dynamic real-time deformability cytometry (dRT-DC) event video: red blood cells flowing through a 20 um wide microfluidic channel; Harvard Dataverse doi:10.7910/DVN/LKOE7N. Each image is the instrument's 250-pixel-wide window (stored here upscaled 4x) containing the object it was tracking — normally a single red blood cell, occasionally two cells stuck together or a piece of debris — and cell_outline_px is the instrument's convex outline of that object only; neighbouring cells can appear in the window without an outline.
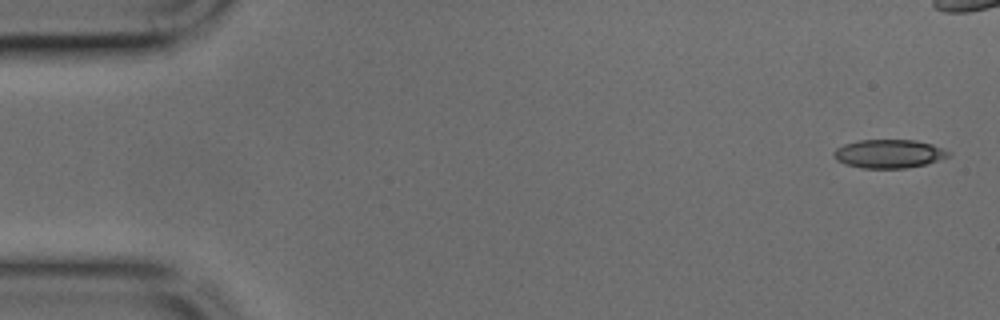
{"species": "common noctule bat (a hibernating species)", "species_latin": "Nyctalus noctula", "temperature_condition": "cold", "stored_images_in_passage": 36, "camera_frame_rate_fps": 3000, "um_per_image_px": 0.085, "animal": {"sex": "male", "body_mass_g": 17.9, "forearm_length_mm": 54.2}, "frame": {"image": 1, "passage_image": 1, "time_ms": 0.0, "image_size_px": [1000, 320], "cell_outline_px": [[952, 152], [948, 156], [924, 164], [904, 168], [864, 168], [848, 164], [836, 160], [832, 156], [832, 152], [836, 148], [844, 144], [860, 140], [916, 140], [932, 144]], "centroid_in_image_um": [75.53, 13.06], "position_along_channel_um": 9.5, "area_um2": 18.9}}
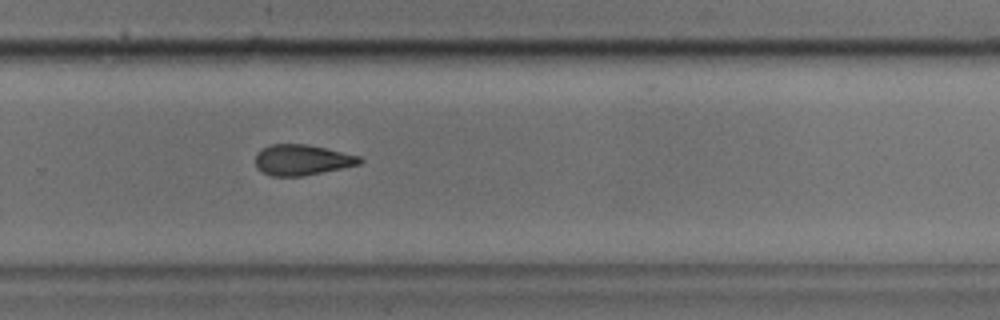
{"frame": {"image": 2, "passage_image": 29, "time_ms": 9.333, "image_size_px": [1000, 320], "cell_outline_px": [[364, 160], [360, 164], [304, 176], [272, 176], [256, 168], [256, 152], [260, 148], [268, 144], [304, 144], [324, 148], [360, 156]], "centroid_in_image_um": [25.64, 13.59], "position_along_channel_um": 304.2, "area_um2": 18.61}}
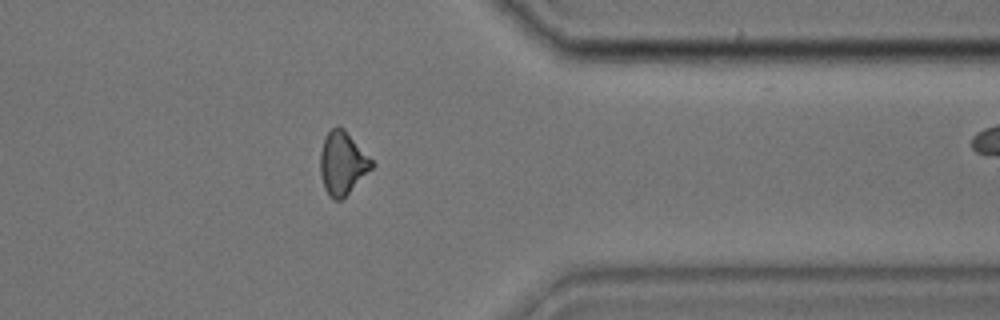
{"frame": {"image": 3, "passage_image": 35, "time_ms": 11.333, "image_size_px": [1000, 320], "cell_outline_px": [[376, 164], [340, 200], [332, 200], [328, 196], [324, 188], [320, 172], [320, 152], [324, 136], [332, 128], [344, 128]], "centroid_in_image_um": [29.09, 13.87], "position_along_channel_um": 382.3, "area_um2": 18.73}}